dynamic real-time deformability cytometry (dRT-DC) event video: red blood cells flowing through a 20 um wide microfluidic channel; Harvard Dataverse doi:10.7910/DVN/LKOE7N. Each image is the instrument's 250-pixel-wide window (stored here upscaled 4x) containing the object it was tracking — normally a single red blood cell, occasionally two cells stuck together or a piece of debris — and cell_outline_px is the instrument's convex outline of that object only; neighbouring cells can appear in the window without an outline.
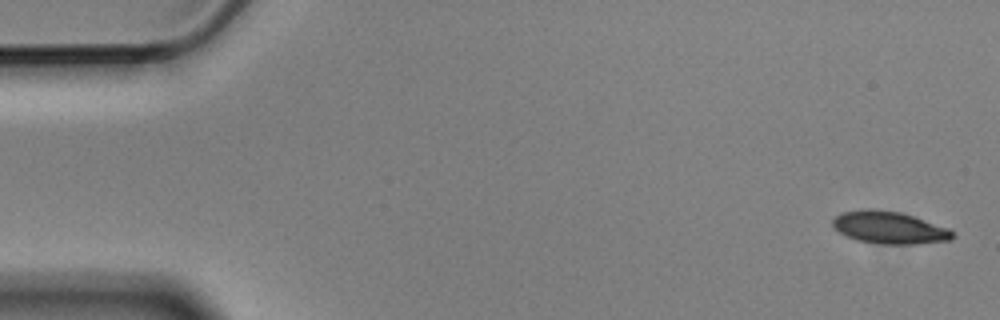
{"species": "Egyptian fruit bat (a non-hibernating species)", "species_latin": "Rousettus aegyptiacus", "temperature_condition": "cold", "stored_images_in_passage": 5, "camera_frame_rate_fps": 3000, "um_per_image_px": 0.085, "animal": {"sex": "male"}, "frame": {"image": 1, "passage_image": 1, "time_ms": 0.0, "image_size_px": [1000, 320], "cell_outline_px": [[956, 236], [952, 240], [916, 244], [880, 244], [856, 240], [840, 232], [832, 224], [832, 220], [836, 216], [844, 212], [868, 208], [876, 208], [900, 212], [948, 228]], "centroid_in_image_um": [75.6, 19.35], "position_along_channel_um": 9.4, "area_um2": 22.48}}
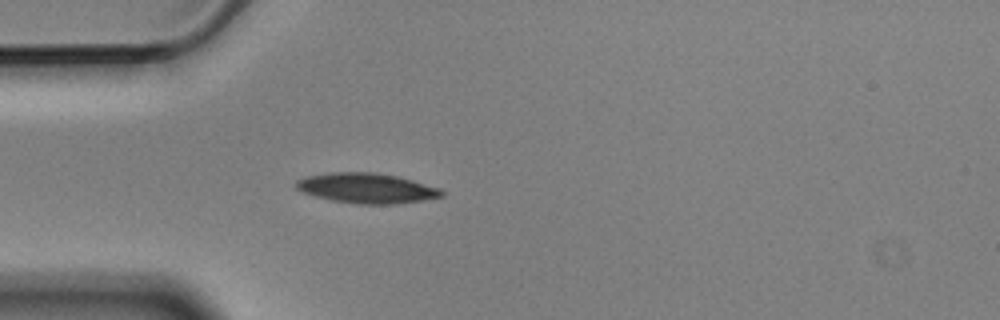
{"frame": {"image": 2, "passage_image": 5, "time_ms": 1.333, "image_size_px": [1000, 320], "cell_outline_px": [[444, 196], [396, 204], [360, 204], [332, 200], [316, 196], [304, 192], [296, 188], [296, 180], [304, 176], [328, 172], [372, 172], [396, 176], [412, 180], [440, 188], [444, 192]], "centroid_in_image_um": [31.15, 15.98], "position_along_channel_um": 53.9, "area_um2": 25.37}}